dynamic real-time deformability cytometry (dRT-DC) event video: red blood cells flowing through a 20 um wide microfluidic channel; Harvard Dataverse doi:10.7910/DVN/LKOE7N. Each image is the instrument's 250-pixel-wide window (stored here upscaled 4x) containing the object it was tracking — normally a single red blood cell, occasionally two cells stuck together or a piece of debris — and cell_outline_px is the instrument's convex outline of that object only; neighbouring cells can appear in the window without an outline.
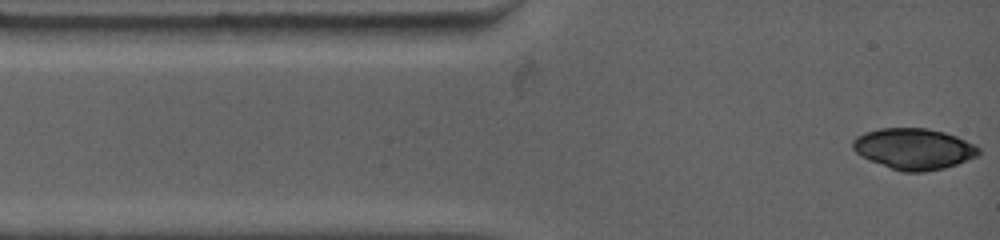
{"species": "common noctule bat (a hibernating species)", "species_latin": "Nyctalus noctula", "temperature_condition": "warm", "stored_images_in_passage": 13, "camera_frame_rate_fps": 4500, "um_per_image_px": 0.085, "animal": {"sex": "female", "body_mass_g": 19.0, "forearm_length_mm": 53.3}, "frame": {"image": 1, "passage_image": 1, "time_ms": 0.0, "image_size_px": [1000, 240], "cell_outline_px": [[980, 152], [976, 156], [956, 164], [944, 168], [924, 172], [900, 172], [868, 160], [860, 156], [852, 148], [852, 140], [856, 136], [864, 132], [880, 128], [928, 128], [944, 132], [956, 136], [976, 144], [980, 148]], "centroid_in_image_um": [77.64, 12.65], "position_along_channel_um": 7.4, "area_um2": 30.4}}